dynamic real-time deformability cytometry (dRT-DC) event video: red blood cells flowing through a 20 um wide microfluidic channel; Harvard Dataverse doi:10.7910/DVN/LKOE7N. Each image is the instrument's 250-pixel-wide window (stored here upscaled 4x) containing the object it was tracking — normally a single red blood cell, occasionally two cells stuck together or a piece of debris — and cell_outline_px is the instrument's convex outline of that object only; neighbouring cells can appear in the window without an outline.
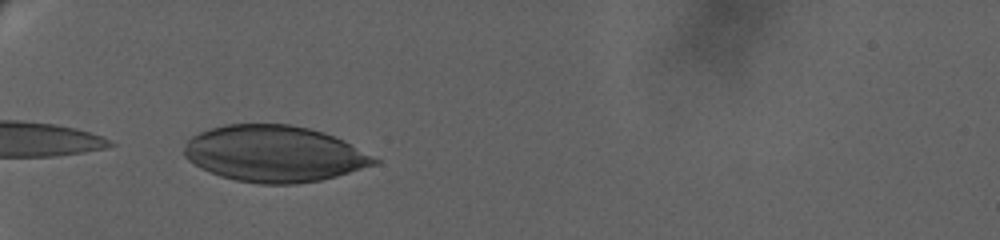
{"species": "human", "species_latin": "Homo sapiens", "temperature_condition": "warm", "stored_images_in_passage": 25, "camera_frame_rate_fps": 3000, "um_per_image_px": 0.085, "donor": {"sex": "female"}, "frame": {"image": 1, "passage_image": 1, "time_ms": 0.0, "image_size_px": [1000, 240], "cell_outline_px": [[380, 160], [376, 164], [336, 176], [320, 180], [296, 184], [260, 184], [236, 180], [220, 176], [200, 168], [188, 160], [184, 156], [184, 144], [192, 136], [200, 132], [224, 124], [288, 124], [308, 128], [324, 132], [344, 140]], "centroid_in_image_um": [23.29, 13.07], "position_along_channel_um": 61.7, "area_um2": 62.31}}
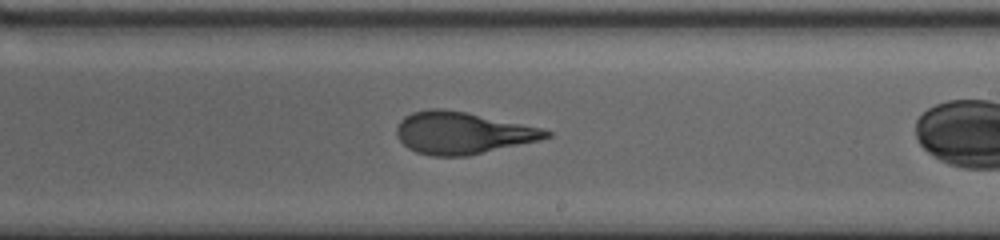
{"frame": {"image": 2, "passage_image": 13, "time_ms": 5.333, "image_size_px": [1000, 240], "cell_outline_px": [[552, 136], [540, 140], [468, 156], [432, 156], [416, 152], [408, 148], [400, 140], [396, 132], [396, 128], [400, 120], [404, 116], [412, 112], [428, 108], [440, 108], [468, 112], [544, 128], [552, 132]], "centroid_in_image_um": [39.32, 11.29], "position_along_channel_um": 249.7, "area_um2": 36.93}}
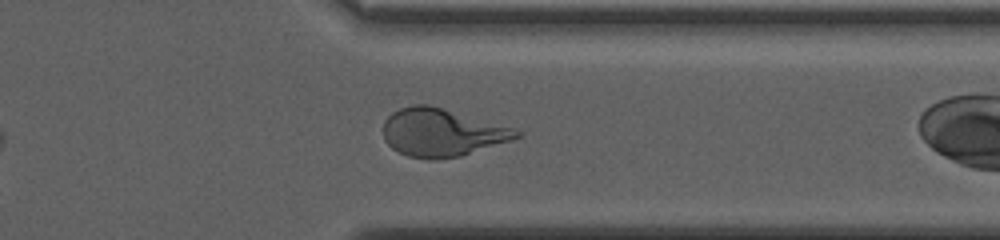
{"frame": {"image": 3, "passage_image": 23, "time_ms": 9.333, "image_size_px": [1000, 240], "cell_outline_px": [[520, 136], [512, 140], [460, 156], [432, 160], [408, 156], [392, 148], [384, 140], [384, 120], [392, 112], [400, 108], [412, 104], [428, 104], [516, 128], [520, 132]], "centroid_in_image_um": [37.55, 11.25], "position_along_channel_um": 373.9, "area_um2": 37.05}}